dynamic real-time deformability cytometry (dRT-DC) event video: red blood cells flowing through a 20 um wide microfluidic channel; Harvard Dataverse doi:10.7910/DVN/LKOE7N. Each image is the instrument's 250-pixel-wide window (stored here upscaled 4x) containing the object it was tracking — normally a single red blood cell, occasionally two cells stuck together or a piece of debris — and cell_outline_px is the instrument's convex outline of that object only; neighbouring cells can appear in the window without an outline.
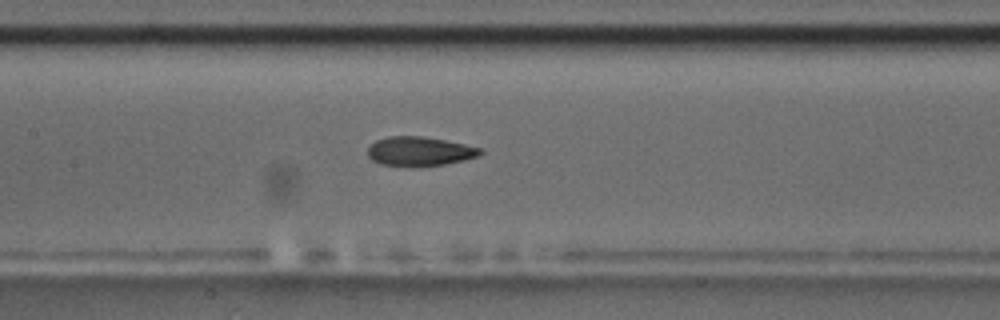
{"species": "common noctule bat (a hibernating species)", "species_latin": "Nyctalus noctula", "temperature_condition": "room temperature", "stored_images_in_passage": 42, "camera_frame_rate_fps": 3000, "um_per_image_px": 0.085, "animal": {"sex": "male", "body_mass_g": 17.5, "forearm_length_mm": 52.3}, "frame": {"image": 1, "passage_image": 13, "time_ms": 4.0, "image_size_px": [1000, 320], "cell_outline_px": [[484, 152], [480, 156], [464, 160], [444, 164], [380, 164], [372, 160], [368, 156], [368, 148], [376, 140], [388, 136], [420, 136], [444, 140], [464, 144], [480, 148]], "centroid_in_image_um": [35.69, 12.83], "position_along_channel_um": 171.7, "area_um2": 18.5}, "authors_computed_cell_mechanics": {"area_um2": 19.4208, "velocity_mm_per_s": 3.6597, "shape_relaxation_time_tau1_ms": 5.4866, "shape_relaxation_time_tau2_ms": 3.2489, "deformation_change_tau1": 0.1682, "deformation_change_tau2": 0.1102}}